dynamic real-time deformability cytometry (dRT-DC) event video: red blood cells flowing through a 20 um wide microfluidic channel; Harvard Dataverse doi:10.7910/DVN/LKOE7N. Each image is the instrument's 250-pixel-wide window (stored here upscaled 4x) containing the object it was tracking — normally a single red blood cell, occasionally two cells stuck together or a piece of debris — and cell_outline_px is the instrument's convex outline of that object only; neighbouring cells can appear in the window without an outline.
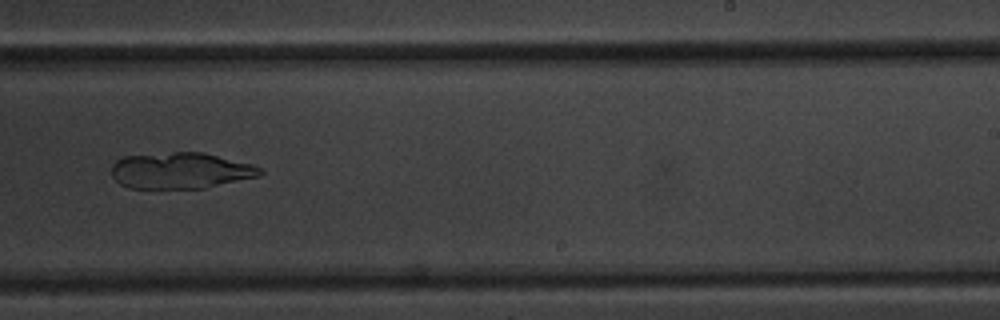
{"species": "common noctule bat (a hibernating species)", "species_latin": "Nyctalus noctula", "temperature_condition": "warm", "stored_images_in_passage": 56, "camera_frame_rate_fps": 3000, "um_per_image_px": 0.085, "animal": {"sex": "male", "body_mass_g": 20.1, "forearm_length_mm": 53.5}, "frame": {"image": 1, "passage_image": 35, "time_ms": 11.333, "image_size_px": [1000, 320], "cell_outline_px": [[264, 172], [260, 176], [204, 188], [128, 188], [120, 184], [112, 176], [112, 164], [116, 160], [124, 156], [172, 152], [204, 152], [252, 164], [260, 168]], "centroid_in_image_um": [15.35, 14.49], "position_along_channel_um": 273.7, "area_um2": 31.39}}
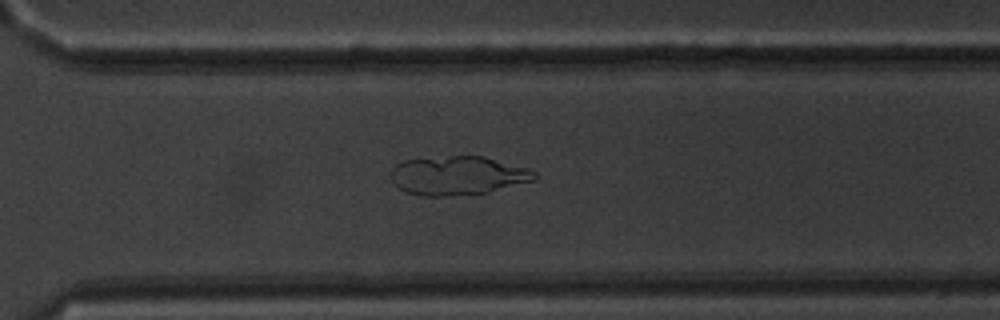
{"frame": {"image": 2, "passage_image": 40, "time_ms": 13.0, "image_size_px": [1000, 320], "cell_outline_px": [[536, 180], [488, 192], [452, 196], [420, 196], [404, 192], [392, 180], [392, 168], [400, 160], [452, 156], [484, 156], [528, 168], [536, 172]], "centroid_in_image_um": [38.92, 14.92], "position_along_channel_um": 331.7, "area_um2": 32.6}}